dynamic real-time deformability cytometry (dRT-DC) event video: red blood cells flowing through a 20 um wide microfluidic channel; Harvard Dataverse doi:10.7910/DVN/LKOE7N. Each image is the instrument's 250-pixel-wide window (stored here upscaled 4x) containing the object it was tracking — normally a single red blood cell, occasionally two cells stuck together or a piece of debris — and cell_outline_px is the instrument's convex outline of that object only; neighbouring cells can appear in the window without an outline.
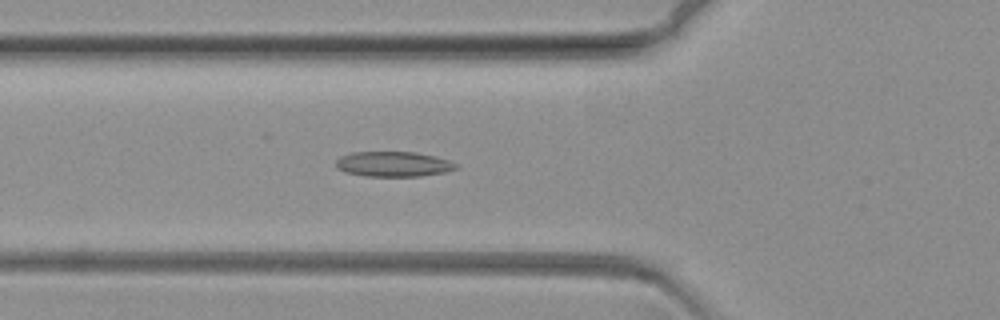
{"species": "common noctule bat (a hibernating species)", "species_latin": "Nyctalus noctula", "temperature_condition": "warm", "stored_images_in_passage": 61, "camera_frame_rate_fps": 3000, "um_per_image_px": 0.085, "animal": {"sex": "female", "body_mass_g": 19.3, "forearm_length_mm": 54.1}, "frame": {"image": 1, "passage_image": 17, "time_ms": 5.333, "image_size_px": [1000, 320], "cell_outline_px": [[460, 168], [444, 172], [420, 176], [364, 176], [344, 172], [336, 168], [336, 160], [340, 156], [352, 152], [416, 152], [436, 156], [448, 160], [456, 164]], "centroid_in_image_um": [33.42, 13.95], "position_along_channel_um": 92.4, "area_um2": 17.69}}
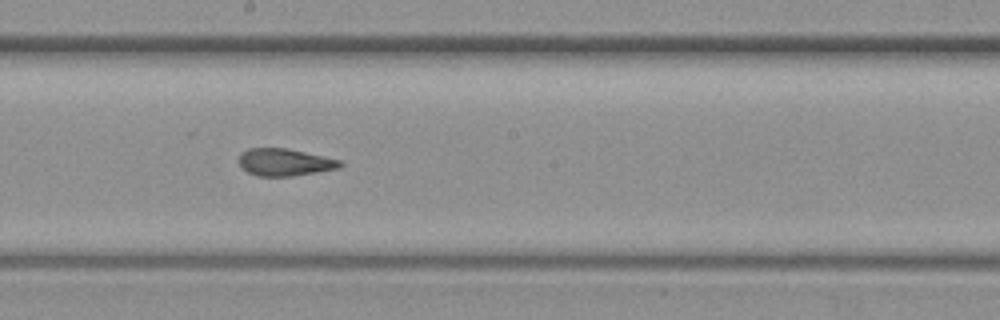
{"frame": {"image": 2, "passage_image": 30, "time_ms": 9.667, "image_size_px": [1000, 320], "cell_outline_px": [[344, 164], [336, 168], [316, 172], [292, 176], [256, 176], [248, 172], [240, 164], [240, 152], [248, 148], [288, 148], [344, 160]], "centroid_in_image_um": [24.23, 13.77], "position_along_channel_um": 224.0, "area_um2": 16.13}}
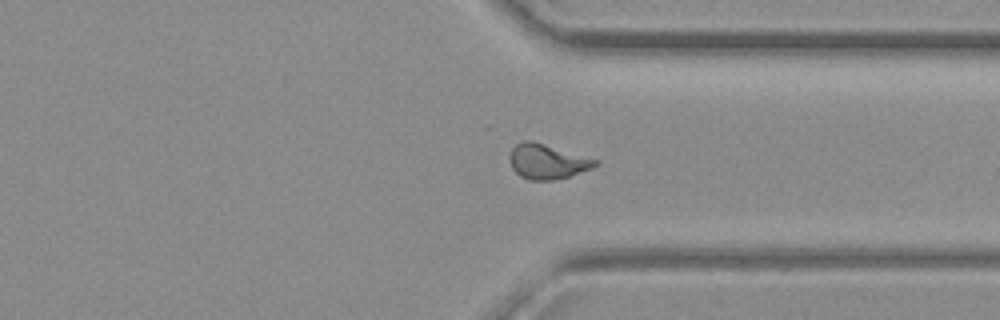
{"frame": {"image": 3, "passage_image": 44, "time_ms": 14.333, "image_size_px": [1000, 320], "cell_outline_px": [[600, 164], [592, 168], [568, 176], [552, 180], [528, 180], [520, 176], [512, 168], [508, 160], [508, 156], [512, 148], [516, 144], [524, 140], [532, 140], [600, 160]], "centroid_in_image_um": [46.5, 13.72], "position_along_channel_um": 364.9, "area_um2": 17.57}}